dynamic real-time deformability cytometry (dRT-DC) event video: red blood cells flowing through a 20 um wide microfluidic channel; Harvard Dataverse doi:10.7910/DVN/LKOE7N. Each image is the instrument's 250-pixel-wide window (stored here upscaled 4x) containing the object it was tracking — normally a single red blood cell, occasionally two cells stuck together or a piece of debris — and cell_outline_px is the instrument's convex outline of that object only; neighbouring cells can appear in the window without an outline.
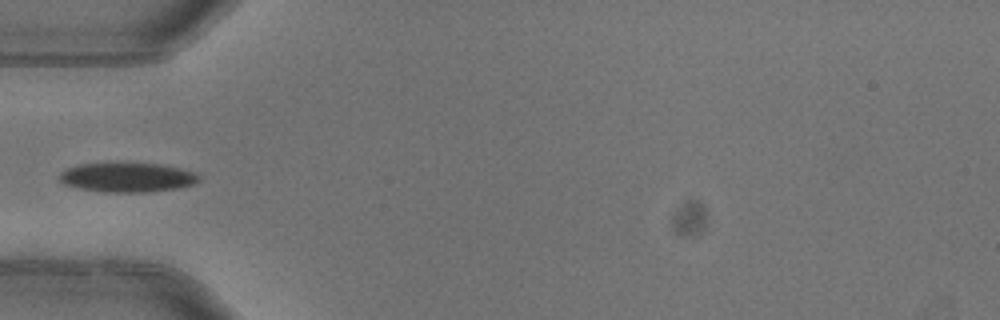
{"species": "common noctule bat (a hibernating species)", "species_latin": "Nyctalus noctula", "temperature_condition": "warm", "stored_images_in_passage": 5, "camera_frame_rate_fps": 3000, "um_per_image_px": 0.085, "animal": {"sex": "female"}, "frame": {"image": 1, "passage_image": 5, "time_ms": 1.333, "image_size_px": [1000, 320], "cell_outline_px": [[200, 180], [192, 184], [176, 188], [148, 192], [104, 192], [80, 188], [64, 184], [56, 176], [60, 172], [68, 168], [80, 164], [160, 164], [180, 168], [196, 172], [200, 176]], "centroid_in_image_um": [10.82, 15.08], "position_along_channel_um": 74.2, "area_um2": 23.64}}